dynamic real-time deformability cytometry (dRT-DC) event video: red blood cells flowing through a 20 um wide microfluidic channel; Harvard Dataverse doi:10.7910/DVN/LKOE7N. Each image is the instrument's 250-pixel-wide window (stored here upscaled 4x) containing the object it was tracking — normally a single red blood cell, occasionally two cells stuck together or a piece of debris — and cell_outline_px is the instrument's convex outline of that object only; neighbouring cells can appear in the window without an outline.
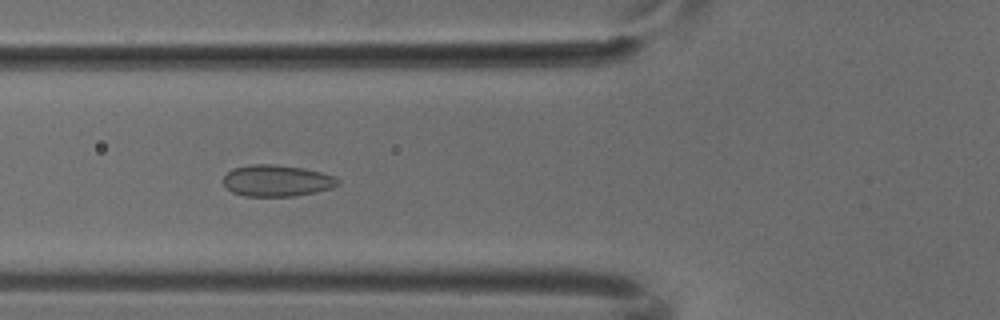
{"species": "common noctule bat (a hibernating species)", "species_latin": "Nyctalus noctula", "temperature_condition": "cold", "stored_images_in_passage": 8, "camera_frame_rate_fps": 3000, "um_per_image_px": 0.085, "animal": {"sex": "male", "body_mass_g": 18.8}, "frame": {"image": 1, "passage_image": 6, "time_ms": 1.667, "image_size_px": [1000, 320], "cell_outline_px": [[340, 180], [332, 188], [316, 192], [296, 196], [244, 196], [232, 192], [224, 184], [224, 176], [232, 168], [252, 164], [276, 164], [304, 168], [320, 172], [332, 176]], "centroid_in_image_um": [23.51, 15.35], "position_along_channel_um": 102.3, "area_um2": 20.98}}
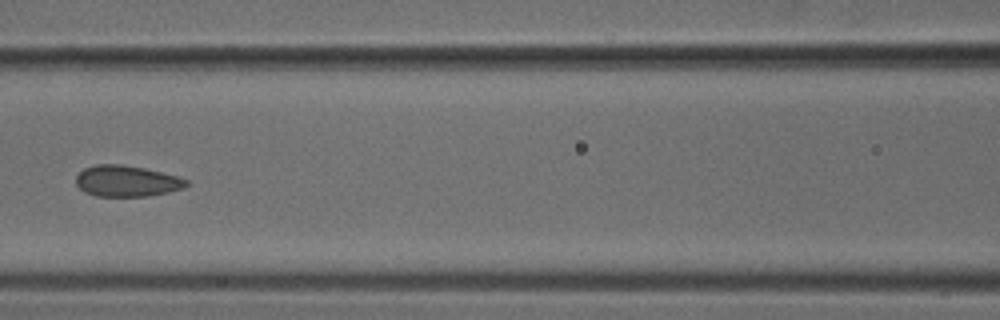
{"frame": {"image": 2, "passage_image": 7, "time_ms": 2.0, "image_size_px": [1000, 320], "cell_outline_px": [[188, 184], [180, 188], [168, 192], [148, 196], [96, 196], [84, 192], [76, 184], [76, 176], [84, 168], [96, 164], [120, 164], [144, 168], [176, 176], [188, 180]], "centroid_in_image_um": [10.72, 15.39], "position_along_channel_um": 155.9, "area_um2": 19.83}}
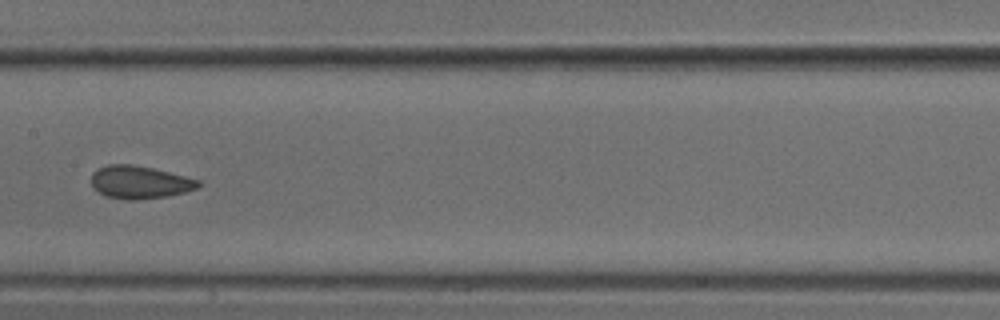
{"frame": {"image": 3, "passage_image": 8, "time_ms": 2.333, "image_size_px": [1000, 320], "cell_outline_px": [[204, 184], [196, 188], [184, 192], [168, 196], [136, 200], [128, 200], [104, 196], [92, 184], [92, 172], [108, 164], [132, 164], [152, 168], [200, 180]], "centroid_in_image_um": [11.89, 15.49], "position_along_channel_um": 195.5, "area_um2": 20.35}}